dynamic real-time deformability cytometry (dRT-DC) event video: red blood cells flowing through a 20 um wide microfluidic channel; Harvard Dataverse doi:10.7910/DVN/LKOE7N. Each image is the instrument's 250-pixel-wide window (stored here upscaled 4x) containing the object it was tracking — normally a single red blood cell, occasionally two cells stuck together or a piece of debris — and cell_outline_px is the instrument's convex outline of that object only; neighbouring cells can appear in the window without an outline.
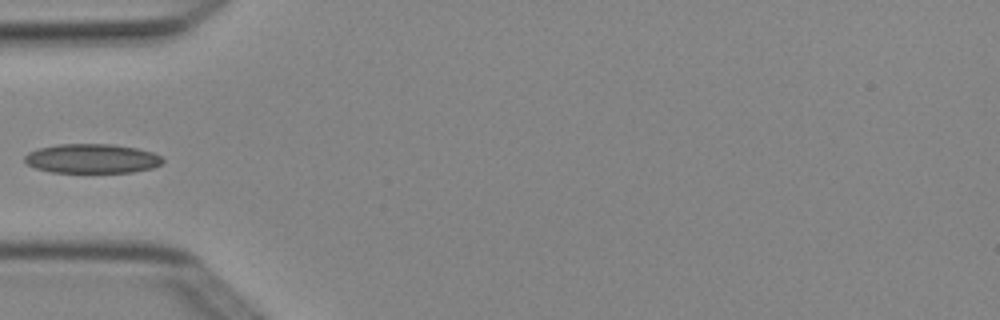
{"species": "Egyptian fruit bat (a non-hibernating species)", "species_latin": "Rousettus aegyptiacus", "temperature_condition": "cold", "stored_images_in_passage": 5, "camera_frame_rate_fps": 3000, "um_per_image_px": 0.085, "animal": {"sex": "female"}, "frame": {"image": 1, "passage_image": 5, "time_ms": 1.333, "image_size_px": [1000, 320], "cell_outline_px": [[164, 160], [160, 164], [152, 168], [132, 172], [52, 172], [36, 168], [28, 164], [24, 160], [24, 156], [28, 152], [40, 148], [56, 144], [112, 144], [136, 148], [152, 152], [160, 156]], "centroid_in_image_um": [7.81, 13.47], "position_along_channel_um": 77.2, "area_um2": 23.47}}